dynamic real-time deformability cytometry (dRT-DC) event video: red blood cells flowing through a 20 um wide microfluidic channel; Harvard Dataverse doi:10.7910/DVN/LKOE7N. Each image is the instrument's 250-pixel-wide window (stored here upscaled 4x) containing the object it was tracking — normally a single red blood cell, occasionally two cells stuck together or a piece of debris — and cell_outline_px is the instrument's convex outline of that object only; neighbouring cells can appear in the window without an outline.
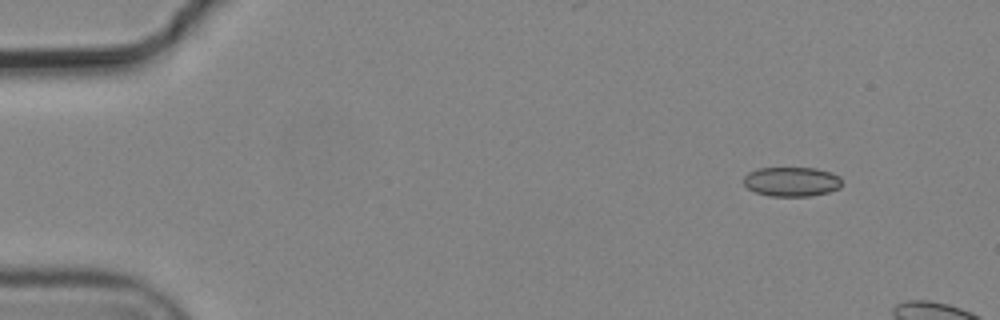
{"species": "common noctule bat (a hibernating species)", "species_latin": "Nyctalus noctula", "temperature_condition": "cold", "stored_images_in_passage": 3, "camera_frame_rate_fps": 3000, "um_per_image_px": 0.085, "animal": {"sex": "male", "body_mass_g": 19.2, "forearm_length_mm": 51.8}, "frame": {"image": 1, "passage_image": 1, "time_ms": 0.0, "image_size_px": [1000, 320], "cell_outline_px": [[840, 188], [828, 192], [812, 196], [768, 196], [756, 192], [748, 188], [744, 184], [744, 176], [748, 172], [760, 168], [816, 168], [832, 172], [840, 176]], "centroid_in_image_um": [67.3, 15.44], "position_along_channel_um": 17.7, "area_um2": 16.94}}